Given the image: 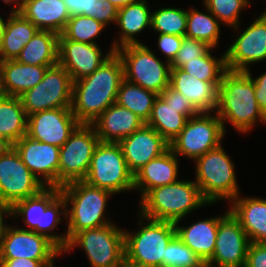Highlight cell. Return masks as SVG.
<instances>
[{"label":"cell","instance_id":"6da1fadb","mask_svg":"<svg viewBox=\"0 0 266 267\" xmlns=\"http://www.w3.org/2000/svg\"><path fill=\"white\" fill-rule=\"evenodd\" d=\"M124 66L116 52L91 75L74 81L71 111L80 124H92L117 100Z\"/></svg>","mask_w":266,"mask_h":267},{"label":"cell","instance_id":"7a4b0ae2","mask_svg":"<svg viewBox=\"0 0 266 267\" xmlns=\"http://www.w3.org/2000/svg\"><path fill=\"white\" fill-rule=\"evenodd\" d=\"M217 116L226 132V122L238 133H249L257 123L266 124L256 97L251 75L246 71L227 70L219 85Z\"/></svg>","mask_w":266,"mask_h":267},{"label":"cell","instance_id":"3957f363","mask_svg":"<svg viewBox=\"0 0 266 267\" xmlns=\"http://www.w3.org/2000/svg\"><path fill=\"white\" fill-rule=\"evenodd\" d=\"M139 204L138 214L141 216L173 223H181L191 212L210 206L195 181L184 179L149 190Z\"/></svg>","mask_w":266,"mask_h":267},{"label":"cell","instance_id":"277c9868","mask_svg":"<svg viewBox=\"0 0 266 267\" xmlns=\"http://www.w3.org/2000/svg\"><path fill=\"white\" fill-rule=\"evenodd\" d=\"M66 202L67 244L78 232L109 225L108 200L114 194L106 189L75 181L60 188Z\"/></svg>","mask_w":266,"mask_h":267},{"label":"cell","instance_id":"5b68a950","mask_svg":"<svg viewBox=\"0 0 266 267\" xmlns=\"http://www.w3.org/2000/svg\"><path fill=\"white\" fill-rule=\"evenodd\" d=\"M11 208L13 219L22 217L26 226L22 229L46 236L64 251L67 246V231L64 234L54 231L61 219L66 218V202L59 187H45L38 194L16 202Z\"/></svg>","mask_w":266,"mask_h":267},{"label":"cell","instance_id":"8992f818","mask_svg":"<svg viewBox=\"0 0 266 267\" xmlns=\"http://www.w3.org/2000/svg\"><path fill=\"white\" fill-rule=\"evenodd\" d=\"M138 216L140 229H124L125 267H163L166 247L176 236L175 224Z\"/></svg>","mask_w":266,"mask_h":267},{"label":"cell","instance_id":"52a82bcc","mask_svg":"<svg viewBox=\"0 0 266 267\" xmlns=\"http://www.w3.org/2000/svg\"><path fill=\"white\" fill-rule=\"evenodd\" d=\"M194 163V181L210 205L224 200L230 203L240 194L235 165L222 144L198 157Z\"/></svg>","mask_w":266,"mask_h":267},{"label":"cell","instance_id":"ba28073f","mask_svg":"<svg viewBox=\"0 0 266 267\" xmlns=\"http://www.w3.org/2000/svg\"><path fill=\"white\" fill-rule=\"evenodd\" d=\"M82 249L91 267H125L124 230L114 222L76 233L62 254Z\"/></svg>","mask_w":266,"mask_h":267},{"label":"cell","instance_id":"9c48e42d","mask_svg":"<svg viewBox=\"0 0 266 267\" xmlns=\"http://www.w3.org/2000/svg\"><path fill=\"white\" fill-rule=\"evenodd\" d=\"M124 66V79L160 95L170 85L171 64L149 46L130 44L115 51Z\"/></svg>","mask_w":266,"mask_h":267},{"label":"cell","instance_id":"30bf717a","mask_svg":"<svg viewBox=\"0 0 266 267\" xmlns=\"http://www.w3.org/2000/svg\"><path fill=\"white\" fill-rule=\"evenodd\" d=\"M84 181L113 194L134 190V175L127 167L119 143H98Z\"/></svg>","mask_w":266,"mask_h":267},{"label":"cell","instance_id":"8fae6325","mask_svg":"<svg viewBox=\"0 0 266 267\" xmlns=\"http://www.w3.org/2000/svg\"><path fill=\"white\" fill-rule=\"evenodd\" d=\"M225 130L216 112L198 113L188 119L179 135L171 141L169 148L180 158L193 162L208 151L222 144Z\"/></svg>","mask_w":266,"mask_h":267},{"label":"cell","instance_id":"7c38bea8","mask_svg":"<svg viewBox=\"0 0 266 267\" xmlns=\"http://www.w3.org/2000/svg\"><path fill=\"white\" fill-rule=\"evenodd\" d=\"M100 142L92 124H79L60 147L58 187L83 181L90 168L94 150Z\"/></svg>","mask_w":266,"mask_h":267},{"label":"cell","instance_id":"4fadbf2b","mask_svg":"<svg viewBox=\"0 0 266 267\" xmlns=\"http://www.w3.org/2000/svg\"><path fill=\"white\" fill-rule=\"evenodd\" d=\"M73 83L70 74L59 63L48 67L43 79L19 96L26 114L71 108Z\"/></svg>","mask_w":266,"mask_h":267},{"label":"cell","instance_id":"5bb4252c","mask_svg":"<svg viewBox=\"0 0 266 267\" xmlns=\"http://www.w3.org/2000/svg\"><path fill=\"white\" fill-rule=\"evenodd\" d=\"M45 186L27 168L16 149L0 156V202H16L38 194Z\"/></svg>","mask_w":266,"mask_h":267},{"label":"cell","instance_id":"9a60e30c","mask_svg":"<svg viewBox=\"0 0 266 267\" xmlns=\"http://www.w3.org/2000/svg\"><path fill=\"white\" fill-rule=\"evenodd\" d=\"M236 34L224 52L227 70L247 71L249 65L266 60V12Z\"/></svg>","mask_w":266,"mask_h":267},{"label":"cell","instance_id":"2e32d148","mask_svg":"<svg viewBox=\"0 0 266 267\" xmlns=\"http://www.w3.org/2000/svg\"><path fill=\"white\" fill-rule=\"evenodd\" d=\"M250 240L229 211L218 223L213 256L206 267H244Z\"/></svg>","mask_w":266,"mask_h":267},{"label":"cell","instance_id":"e0dca14e","mask_svg":"<svg viewBox=\"0 0 266 267\" xmlns=\"http://www.w3.org/2000/svg\"><path fill=\"white\" fill-rule=\"evenodd\" d=\"M62 251L46 236L9 225L0 245V259L55 260Z\"/></svg>","mask_w":266,"mask_h":267},{"label":"cell","instance_id":"ac0fdd59","mask_svg":"<svg viewBox=\"0 0 266 267\" xmlns=\"http://www.w3.org/2000/svg\"><path fill=\"white\" fill-rule=\"evenodd\" d=\"M100 44H88L65 39L59 34L58 63L70 74L73 82L91 75L116 51L102 52Z\"/></svg>","mask_w":266,"mask_h":267},{"label":"cell","instance_id":"d6986e66","mask_svg":"<svg viewBox=\"0 0 266 267\" xmlns=\"http://www.w3.org/2000/svg\"><path fill=\"white\" fill-rule=\"evenodd\" d=\"M13 147L22 162L45 187H58L60 147L24 135Z\"/></svg>","mask_w":266,"mask_h":267},{"label":"cell","instance_id":"ffe728a7","mask_svg":"<svg viewBox=\"0 0 266 267\" xmlns=\"http://www.w3.org/2000/svg\"><path fill=\"white\" fill-rule=\"evenodd\" d=\"M80 123L71 108H57L36 112L28 116L27 136L61 147Z\"/></svg>","mask_w":266,"mask_h":267},{"label":"cell","instance_id":"44dd1931","mask_svg":"<svg viewBox=\"0 0 266 267\" xmlns=\"http://www.w3.org/2000/svg\"><path fill=\"white\" fill-rule=\"evenodd\" d=\"M129 171L134 175L169 148V143L146 123L119 142Z\"/></svg>","mask_w":266,"mask_h":267},{"label":"cell","instance_id":"7402d4cb","mask_svg":"<svg viewBox=\"0 0 266 267\" xmlns=\"http://www.w3.org/2000/svg\"><path fill=\"white\" fill-rule=\"evenodd\" d=\"M220 83L205 82L181 68H171L170 87L182 93L198 113L215 112L218 108Z\"/></svg>","mask_w":266,"mask_h":267},{"label":"cell","instance_id":"603a6c76","mask_svg":"<svg viewBox=\"0 0 266 267\" xmlns=\"http://www.w3.org/2000/svg\"><path fill=\"white\" fill-rule=\"evenodd\" d=\"M179 157L168 148L160 156L150 160L134 174V191L141 199L149 190L169 185L179 180Z\"/></svg>","mask_w":266,"mask_h":267},{"label":"cell","instance_id":"cb8c5ba5","mask_svg":"<svg viewBox=\"0 0 266 267\" xmlns=\"http://www.w3.org/2000/svg\"><path fill=\"white\" fill-rule=\"evenodd\" d=\"M145 124L136 114L116 102L92 123L101 142L119 143Z\"/></svg>","mask_w":266,"mask_h":267},{"label":"cell","instance_id":"d4e9b609","mask_svg":"<svg viewBox=\"0 0 266 267\" xmlns=\"http://www.w3.org/2000/svg\"><path fill=\"white\" fill-rule=\"evenodd\" d=\"M229 206L250 242L266 243V198L242 196L240 193Z\"/></svg>","mask_w":266,"mask_h":267},{"label":"cell","instance_id":"484cf974","mask_svg":"<svg viewBox=\"0 0 266 267\" xmlns=\"http://www.w3.org/2000/svg\"><path fill=\"white\" fill-rule=\"evenodd\" d=\"M229 212V209L214 217L195 221L188 226L175 222L176 235L179 239L206 263L214 253L218 223Z\"/></svg>","mask_w":266,"mask_h":267},{"label":"cell","instance_id":"4316f807","mask_svg":"<svg viewBox=\"0 0 266 267\" xmlns=\"http://www.w3.org/2000/svg\"><path fill=\"white\" fill-rule=\"evenodd\" d=\"M147 3L148 0H137L118 9L115 26L117 25L116 27L120 30L118 37L111 43V47L115 50L130 44H142L136 35L151 28L152 11Z\"/></svg>","mask_w":266,"mask_h":267},{"label":"cell","instance_id":"83f0119b","mask_svg":"<svg viewBox=\"0 0 266 267\" xmlns=\"http://www.w3.org/2000/svg\"><path fill=\"white\" fill-rule=\"evenodd\" d=\"M20 13L39 30L61 34L70 19L63 0H21Z\"/></svg>","mask_w":266,"mask_h":267},{"label":"cell","instance_id":"f1b7e54d","mask_svg":"<svg viewBox=\"0 0 266 267\" xmlns=\"http://www.w3.org/2000/svg\"><path fill=\"white\" fill-rule=\"evenodd\" d=\"M48 67L28 65L16 60L0 61V83L3 94L19 97L44 77Z\"/></svg>","mask_w":266,"mask_h":267},{"label":"cell","instance_id":"f546056e","mask_svg":"<svg viewBox=\"0 0 266 267\" xmlns=\"http://www.w3.org/2000/svg\"><path fill=\"white\" fill-rule=\"evenodd\" d=\"M58 48L59 34L38 30L15 60L34 66H54L58 63Z\"/></svg>","mask_w":266,"mask_h":267},{"label":"cell","instance_id":"4dcf8cb0","mask_svg":"<svg viewBox=\"0 0 266 267\" xmlns=\"http://www.w3.org/2000/svg\"><path fill=\"white\" fill-rule=\"evenodd\" d=\"M0 47V61L15 60L24 46L39 30L21 13H9Z\"/></svg>","mask_w":266,"mask_h":267},{"label":"cell","instance_id":"1f68e13d","mask_svg":"<svg viewBox=\"0 0 266 267\" xmlns=\"http://www.w3.org/2000/svg\"><path fill=\"white\" fill-rule=\"evenodd\" d=\"M28 115L19 97L0 98V137L13 145L27 134Z\"/></svg>","mask_w":266,"mask_h":267},{"label":"cell","instance_id":"d6a6232c","mask_svg":"<svg viewBox=\"0 0 266 267\" xmlns=\"http://www.w3.org/2000/svg\"><path fill=\"white\" fill-rule=\"evenodd\" d=\"M188 118L182 114V109H175L158 95L147 125L154 128L169 144L185 127Z\"/></svg>","mask_w":266,"mask_h":267},{"label":"cell","instance_id":"836d02e7","mask_svg":"<svg viewBox=\"0 0 266 267\" xmlns=\"http://www.w3.org/2000/svg\"><path fill=\"white\" fill-rule=\"evenodd\" d=\"M204 8L206 13L194 6L188 8L185 36L204 41L212 48H217L221 40V23L205 6Z\"/></svg>","mask_w":266,"mask_h":267},{"label":"cell","instance_id":"e575fe53","mask_svg":"<svg viewBox=\"0 0 266 267\" xmlns=\"http://www.w3.org/2000/svg\"><path fill=\"white\" fill-rule=\"evenodd\" d=\"M157 97V93L123 79L118 90L116 103L129 109L144 123H147Z\"/></svg>","mask_w":266,"mask_h":267},{"label":"cell","instance_id":"d590c367","mask_svg":"<svg viewBox=\"0 0 266 267\" xmlns=\"http://www.w3.org/2000/svg\"><path fill=\"white\" fill-rule=\"evenodd\" d=\"M211 48L204 56L196 57V60L187 61L181 69L205 82L220 83L222 76L227 71L225 54L220 58L214 56Z\"/></svg>","mask_w":266,"mask_h":267},{"label":"cell","instance_id":"8d00e7d4","mask_svg":"<svg viewBox=\"0 0 266 267\" xmlns=\"http://www.w3.org/2000/svg\"><path fill=\"white\" fill-rule=\"evenodd\" d=\"M72 16H89L103 23L105 26L115 25L118 8L107 0H63Z\"/></svg>","mask_w":266,"mask_h":267},{"label":"cell","instance_id":"74e56055","mask_svg":"<svg viewBox=\"0 0 266 267\" xmlns=\"http://www.w3.org/2000/svg\"><path fill=\"white\" fill-rule=\"evenodd\" d=\"M187 10L176 7H163L152 10L151 30L157 34L185 36Z\"/></svg>","mask_w":266,"mask_h":267},{"label":"cell","instance_id":"f35d334b","mask_svg":"<svg viewBox=\"0 0 266 267\" xmlns=\"http://www.w3.org/2000/svg\"><path fill=\"white\" fill-rule=\"evenodd\" d=\"M107 28L103 23L89 16H72L61 35L75 42L97 44L96 38Z\"/></svg>","mask_w":266,"mask_h":267},{"label":"cell","instance_id":"ab89813d","mask_svg":"<svg viewBox=\"0 0 266 267\" xmlns=\"http://www.w3.org/2000/svg\"><path fill=\"white\" fill-rule=\"evenodd\" d=\"M205 6L226 27L240 30V13L251 6V0H202Z\"/></svg>","mask_w":266,"mask_h":267},{"label":"cell","instance_id":"60d3db41","mask_svg":"<svg viewBox=\"0 0 266 267\" xmlns=\"http://www.w3.org/2000/svg\"><path fill=\"white\" fill-rule=\"evenodd\" d=\"M163 267H206V264L176 235L166 247Z\"/></svg>","mask_w":266,"mask_h":267},{"label":"cell","instance_id":"b9f144b4","mask_svg":"<svg viewBox=\"0 0 266 267\" xmlns=\"http://www.w3.org/2000/svg\"><path fill=\"white\" fill-rule=\"evenodd\" d=\"M211 48L204 41L183 36L181 47L171 63V68H181L187 61L204 56Z\"/></svg>","mask_w":266,"mask_h":267},{"label":"cell","instance_id":"7bdbcfd3","mask_svg":"<svg viewBox=\"0 0 266 267\" xmlns=\"http://www.w3.org/2000/svg\"><path fill=\"white\" fill-rule=\"evenodd\" d=\"M159 96L167 103V105H170L175 109H182V114L188 119L198 114L190 101L184 97L182 93L175 91L170 86H168Z\"/></svg>","mask_w":266,"mask_h":267},{"label":"cell","instance_id":"ee69618b","mask_svg":"<svg viewBox=\"0 0 266 267\" xmlns=\"http://www.w3.org/2000/svg\"><path fill=\"white\" fill-rule=\"evenodd\" d=\"M157 36L158 50L165 57L164 61L171 64L181 47L183 37L170 34H158Z\"/></svg>","mask_w":266,"mask_h":267},{"label":"cell","instance_id":"f6af8a7d","mask_svg":"<svg viewBox=\"0 0 266 267\" xmlns=\"http://www.w3.org/2000/svg\"><path fill=\"white\" fill-rule=\"evenodd\" d=\"M244 267H266V243L250 242Z\"/></svg>","mask_w":266,"mask_h":267},{"label":"cell","instance_id":"bcb514c9","mask_svg":"<svg viewBox=\"0 0 266 267\" xmlns=\"http://www.w3.org/2000/svg\"><path fill=\"white\" fill-rule=\"evenodd\" d=\"M249 75H251V79L253 80L255 87V97L258 103V106L261 112L266 117V72L257 76L256 78L251 74L250 69L246 71Z\"/></svg>","mask_w":266,"mask_h":267},{"label":"cell","instance_id":"7dc6e473","mask_svg":"<svg viewBox=\"0 0 266 267\" xmlns=\"http://www.w3.org/2000/svg\"><path fill=\"white\" fill-rule=\"evenodd\" d=\"M56 260H33L28 258L0 259V267H44Z\"/></svg>","mask_w":266,"mask_h":267},{"label":"cell","instance_id":"c3c4849f","mask_svg":"<svg viewBox=\"0 0 266 267\" xmlns=\"http://www.w3.org/2000/svg\"><path fill=\"white\" fill-rule=\"evenodd\" d=\"M5 216L8 217V219H12V208L11 206L0 202V245L5 235L6 229L9 226L7 221H5L7 220Z\"/></svg>","mask_w":266,"mask_h":267},{"label":"cell","instance_id":"681fc988","mask_svg":"<svg viewBox=\"0 0 266 267\" xmlns=\"http://www.w3.org/2000/svg\"><path fill=\"white\" fill-rule=\"evenodd\" d=\"M3 1L5 4L8 5H12L11 10L9 11V13H20L21 11V0H1Z\"/></svg>","mask_w":266,"mask_h":267},{"label":"cell","instance_id":"f907efd6","mask_svg":"<svg viewBox=\"0 0 266 267\" xmlns=\"http://www.w3.org/2000/svg\"><path fill=\"white\" fill-rule=\"evenodd\" d=\"M11 148L13 144L6 138L0 137V156L6 154Z\"/></svg>","mask_w":266,"mask_h":267},{"label":"cell","instance_id":"816d5d0a","mask_svg":"<svg viewBox=\"0 0 266 267\" xmlns=\"http://www.w3.org/2000/svg\"><path fill=\"white\" fill-rule=\"evenodd\" d=\"M109 1L112 5L117 7L118 9L125 7L131 3L136 2L137 0H107Z\"/></svg>","mask_w":266,"mask_h":267},{"label":"cell","instance_id":"f5cc1de1","mask_svg":"<svg viewBox=\"0 0 266 267\" xmlns=\"http://www.w3.org/2000/svg\"><path fill=\"white\" fill-rule=\"evenodd\" d=\"M0 15V47L2 44V39H3V34L5 32L6 24L8 22V17L7 19H4V17Z\"/></svg>","mask_w":266,"mask_h":267},{"label":"cell","instance_id":"db71d44e","mask_svg":"<svg viewBox=\"0 0 266 267\" xmlns=\"http://www.w3.org/2000/svg\"><path fill=\"white\" fill-rule=\"evenodd\" d=\"M3 91H2V86H1V83H0V98L3 96Z\"/></svg>","mask_w":266,"mask_h":267},{"label":"cell","instance_id":"11a10c76","mask_svg":"<svg viewBox=\"0 0 266 267\" xmlns=\"http://www.w3.org/2000/svg\"><path fill=\"white\" fill-rule=\"evenodd\" d=\"M54 264H55V263L53 262L52 264L45 265L44 267H56Z\"/></svg>","mask_w":266,"mask_h":267}]
</instances>
